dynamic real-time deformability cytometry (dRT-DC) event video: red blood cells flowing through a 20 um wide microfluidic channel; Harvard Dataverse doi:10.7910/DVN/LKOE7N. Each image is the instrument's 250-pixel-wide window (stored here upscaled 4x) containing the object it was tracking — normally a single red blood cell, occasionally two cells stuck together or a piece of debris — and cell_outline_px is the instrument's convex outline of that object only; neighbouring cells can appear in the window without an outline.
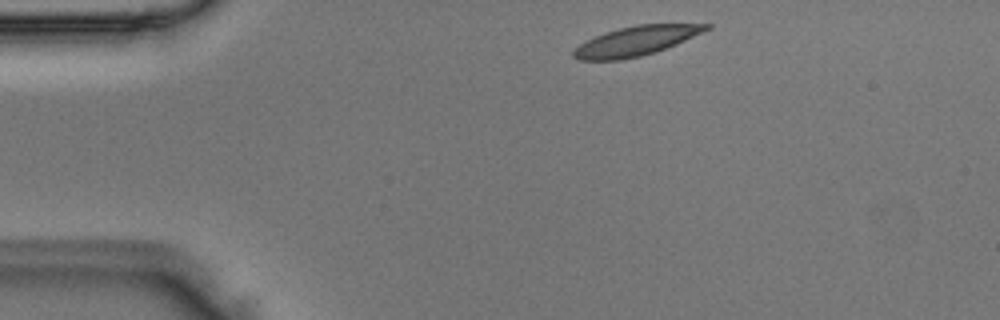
{"species": "Egyptian fruit bat (a non-hibernating species)", "species_latin": "Rousettus aegyptiacus", "temperature_condition": "room temperature", "stored_images_in_passage": 43, "camera_frame_rate_fps": 3000, "um_per_image_px": 0.085, "animal": {"sex": "male"}, "frame": {"image": 1, "passage_image": 2, "time_ms": 0.333, "image_size_px": [1000, 320], "cell_outline_px": [[712, 28], [676, 44], [640, 56], [620, 60], [580, 60], [572, 56], [572, 52], [580, 44], [604, 32], [636, 24], [712, 24]], "centroid_in_image_um": [54.06, 3.47], "position_along_channel_um": 30.9, "area_um2": 22.43}}
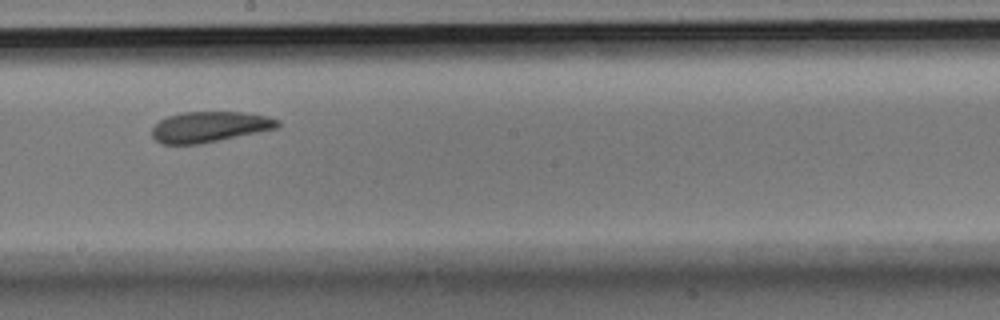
{"frame": {"image": 2, "passage_image": 21, "time_ms": 6.667, "image_size_px": [1000, 320], "cell_outline_px": [[280, 128], [200, 144], [160, 144], [152, 136], [152, 128], [160, 120], [168, 116], [184, 112], [244, 112], [268, 116], [280, 120]], "centroid_in_image_um": [17.86, 10.78], "position_along_channel_um": 230.3, "area_um2": 22.6}}
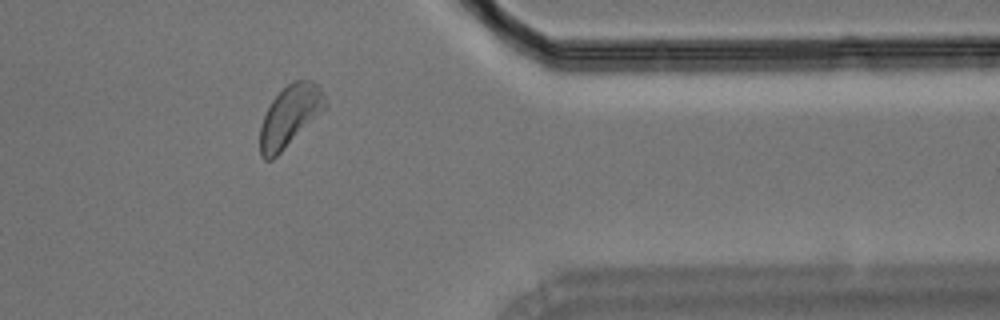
{"frame": {"image": 3, "passage_image": 34, "time_ms": 11.0, "image_size_px": [1000, 320], "cell_outline_px": [[328, 104], [272, 160], [264, 160], [260, 156], [260, 124], [272, 100], [292, 80], [312, 80], [320, 84]], "centroid_in_image_um": [24.63, 9.82], "position_along_channel_um": 386.8, "area_um2": 22.77}}